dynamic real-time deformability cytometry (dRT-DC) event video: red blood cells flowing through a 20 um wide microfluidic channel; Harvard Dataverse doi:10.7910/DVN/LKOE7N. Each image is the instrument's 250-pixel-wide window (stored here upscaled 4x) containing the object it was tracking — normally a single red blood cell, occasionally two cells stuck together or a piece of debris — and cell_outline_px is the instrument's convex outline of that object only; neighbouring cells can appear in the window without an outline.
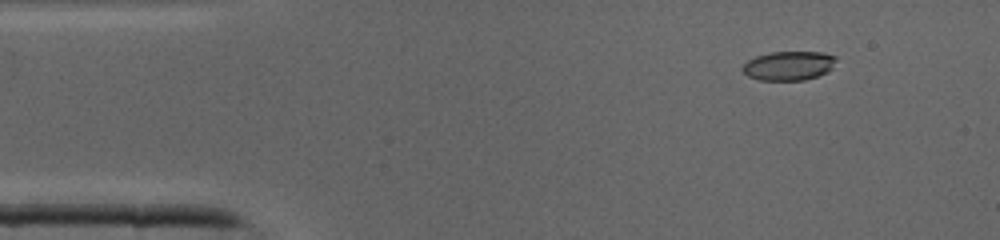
{"species": "common noctule bat (a hibernating species)", "species_latin": "Nyctalus noctula", "temperature_condition": "cold", "stored_images_in_passage": 43, "segment_of_instrument_passage": [1, 2], "camera_frame_rate_fps": 3000, "um_per_image_px": 0.085, "animal": {"sex": "male", "body_mass_g": 19.0, "forearm_length_mm": 50.8}, "frame": {"image": 1, "passage_image": 5, "time_ms": 1.333, "image_size_px": [1000, 240], "cell_outline_px": [[836, 60], [832, 68], [828, 72], [804, 80], [760, 80], [748, 76], [740, 68], [748, 60], [756, 56], [772, 52], [824, 52], [836, 56]], "centroid_in_image_um": [67.05, 5.58], "position_along_channel_um": 17.9, "area_um2": 15.9}}
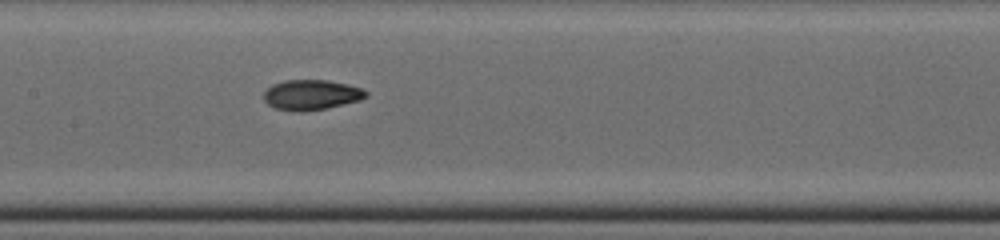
{"frame": {"image": 2, "passage_image": 20, "time_ms": 6.333, "image_size_px": [1000, 240], "cell_outline_px": [[368, 96], [360, 100], [324, 108], [304, 112], [300, 112], [276, 108], [268, 104], [264, 100], [264, 92], [272, 84], [284, 80], [328, 80], [348, 84], [360, 88], [368, 92]], "centroid_in_image_um": [26.46, 8.05], "position_along_channel_um": 180.9, "area_um2": 17.86}}
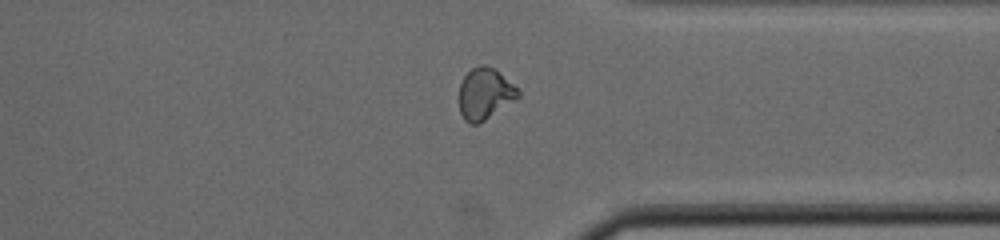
{"frame": {"image": 3, "passage_image": 32, "time_ms": 10.333, "image_size_px": [1000, 240], "cell_outline_px": [[520, 96], [480, 124], [468, 124], [464, 120], [460, 112], [460, 84], [464, 76], [472, 68], [480, 64], [484, 64], [492, 68], [512, 84], [520, 92]], "centroid_in_image_um": [41.19, 8.0], "position_along_channel_um": 370.2, "area_um2": 17.4}}